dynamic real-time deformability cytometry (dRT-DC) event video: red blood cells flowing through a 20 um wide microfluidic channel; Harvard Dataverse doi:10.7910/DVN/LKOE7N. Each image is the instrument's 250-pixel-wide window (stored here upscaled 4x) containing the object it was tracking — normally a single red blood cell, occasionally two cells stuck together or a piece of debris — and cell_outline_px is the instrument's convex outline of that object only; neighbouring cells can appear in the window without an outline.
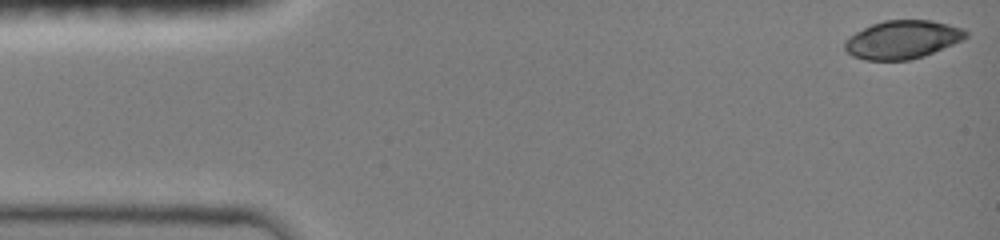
{"species": "common noctule bat (a hibernating species)", "species_latin": "Nyctalus noctula", "temperature_condition": "room temperature", "stored_images_in_passage": 13, "camera_frame_rate_fps": 3000, "um_per_image_px": 0.085, "animal": {"sex": "female", "body_mass_g": 19.0, "forearm_length_mm": 51.5}, "frame": {"image": 1, "passage_image": 1, "time_ms": 0.0, "image_size_px": [1000, 240], "cell_outline_px": [[968, 36], [952, 44], [924, 56], [908, 60], [864, 60], [852, 56], [844, 48], [844, 44], [856, 32], [872, 24], [884, 20], [932, 20], [948, 24], [960, 28], [968, 32]], "centroid_in_image_um": [76.7, 3.37], "position_along_channel_um": 8.3, "area_um2": 26.65}}
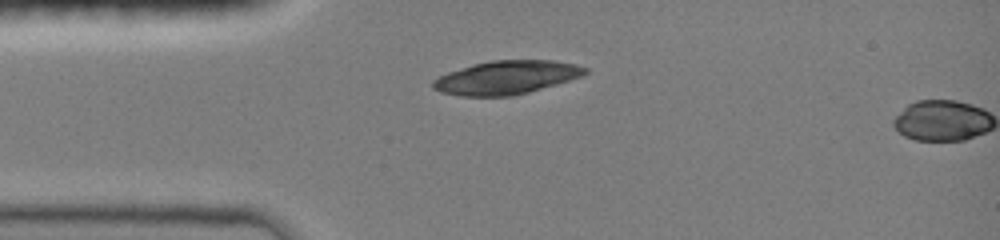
{"frame": {"image": 2, "passage_image": 12, "time_ms": 3.333, "image_size_px": [1000, 240], "cell_outline_px": [[588, 72], [580, 76], [556, 84], [528, 92], [512, 96], [460, 96], [440, 92], [432, 88], [432, 80], [448, 72], [472, 64], [492, 60], [556, 60], [576, 64], [588, 68]], "centroid_in_image_um": [43.02, 6.58], "position_along_channel_um": 42.0, "area_um2": 29.71}}